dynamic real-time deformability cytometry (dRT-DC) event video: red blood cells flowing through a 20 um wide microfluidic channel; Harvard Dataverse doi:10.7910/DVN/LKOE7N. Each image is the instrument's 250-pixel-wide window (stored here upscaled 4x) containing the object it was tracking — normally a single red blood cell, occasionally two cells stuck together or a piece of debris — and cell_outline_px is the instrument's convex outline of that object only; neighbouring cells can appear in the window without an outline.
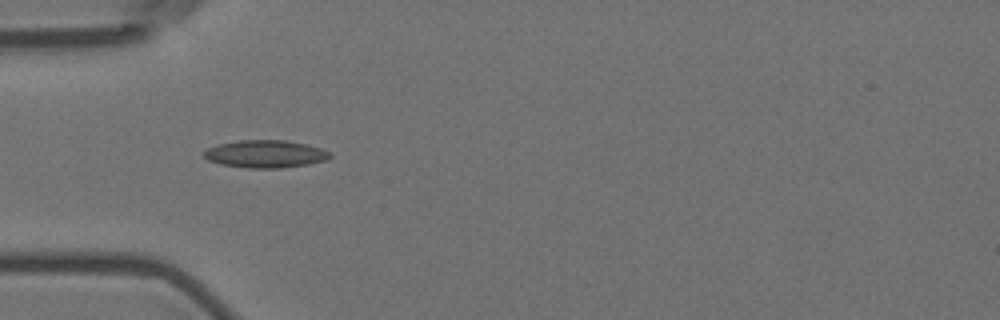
{"species": "Egyptian fruit bat (a non-hibernating species)", "species_latin": "Rousettus aegyptiacus", "temperature_condition": "room temperature", "stored_images_in_passage": 10, "camera_frame_rate_fps": 3000, "um_per_image_px": 0.085, "animal": {"sex": "female"}, "frame": {"image": 1, "passage_image": 6, "time_ms": 5.667, "image_size_px": [1000, 320], "cell_outline_px": [[332, 156], [328, 160], [308, 164], [280, 168], [248, 168], [220, 164], [208, 160], [200, 152], [208, 148], [220, 144], [240, 140], [284, 140], [304, 144], [320, 148], [328, 152]], "centroid_in_image_um": [22.53, 13.09], "position_along_channel_um": 62.5, "area_um2": 20.17}}
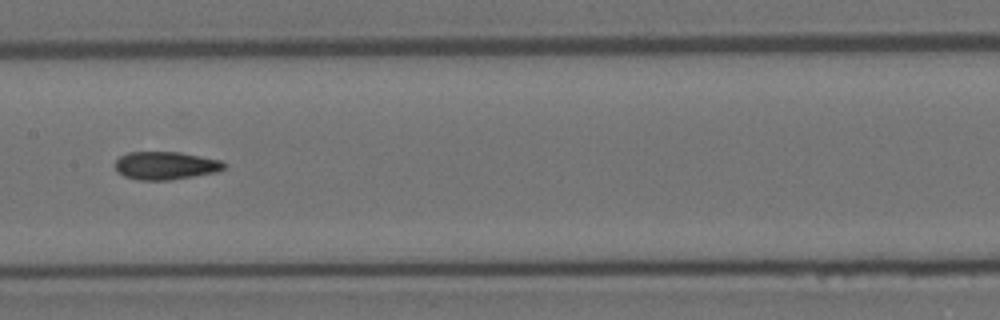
{"frame": {"image": 2, "passage_image": 9, "time_ms": 9.333, "image_size_px": [1000, 320], "cell_outline_px": [[228, 168], [216, 172], [172, 180], [136, 180], [124, 176], [116, 172], [116, 160], [120, 156], [128, 152], [180, 152], [220, 160], [228, 164]], "centroid_in_image_um": [14.1, 14.08], "position_along_channel_um": 193.3, "area_um2": 17.98}}
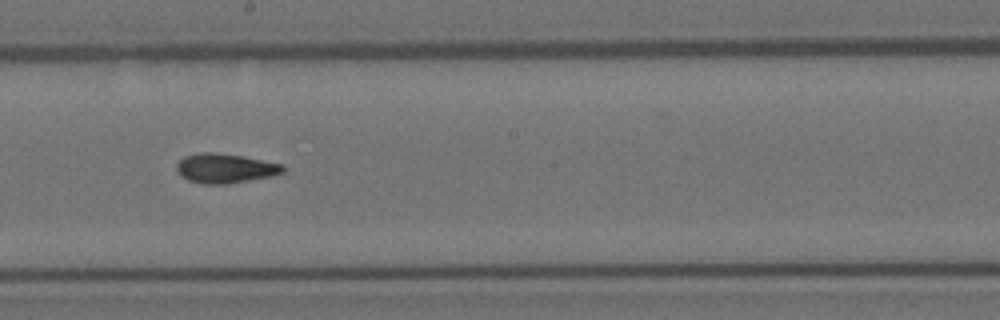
{"frame": {"image": 3, "passage_image": 10, "time_ms": 10.333, "image_size_px": [1000, 320], "cell_outline_px": [[284, 172], [272, 176], [228, 184], [204, 184], [188, 180], [180, 176], [176, 168], [176, 164], [184, 156], [200, 152], [216, 152], [244, 156], [284, 164]], "centroid_in_image_um": [19.14, 14.3], "position_along_channel_um": 229.1, "area_um2": 18.5}}